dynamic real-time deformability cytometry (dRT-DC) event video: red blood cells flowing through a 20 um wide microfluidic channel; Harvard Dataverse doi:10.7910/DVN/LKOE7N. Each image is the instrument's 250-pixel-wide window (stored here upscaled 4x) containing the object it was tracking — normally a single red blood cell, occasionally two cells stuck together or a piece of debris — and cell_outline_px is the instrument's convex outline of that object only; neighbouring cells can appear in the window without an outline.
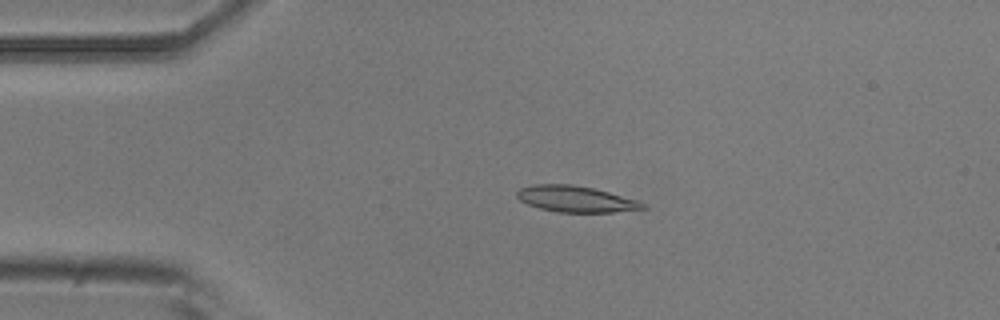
{"species": "common noctule bat (a hibernating species)", "species_latin": "Nyctalus noctula", "temperature_condition": "room temperature", "stored_images_in_passage": 5, "camera_frame_rate_fps": 3000, "um_per_image_px": 0.085, "animal": {"sex": "male", "body_mass_g": 20.5, "forearm_length_mm": 52.5}, "frame": {"image": 1, "passage_image": 4, "time_ms": 3.333, "image_size_px": [1000, 320], "cell_outline_px": [[648, 208], [612, 212], [556, 212], [540, 208], [528, 204], [520, 200], [516, 196], [516, 192], [520, 188], [532, 184], [572, 184], [592, 188], [608, 192], [636, 200], [644, 204]], "centroid_in_image_um": [48.89, 16.91], "position_along_channel_um": 36.1, "area_um2": 19.02}}